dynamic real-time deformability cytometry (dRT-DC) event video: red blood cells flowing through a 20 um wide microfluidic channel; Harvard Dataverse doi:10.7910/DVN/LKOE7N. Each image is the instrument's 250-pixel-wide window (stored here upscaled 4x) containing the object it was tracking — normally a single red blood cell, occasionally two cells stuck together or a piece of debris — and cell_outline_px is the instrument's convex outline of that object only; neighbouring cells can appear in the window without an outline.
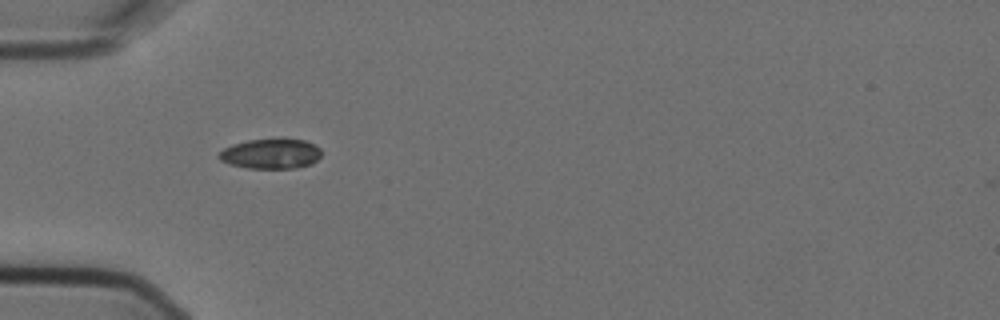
{"species": "Egyptian fruit bat (a non-hibernating species)", "species_latin": "Rousettus aegyptiacus", "temperature_condition": "cold", "stored_images_in_passage": 5, "camera_frame_rate_fps": 3000, "um_per_image_px": 0.085, "animal": {"sex": "female"}, "frame": {"image": 1, "passage_image": 1, "time_ms": 0.0, "image_size_px": [1000, 320], "cell_outline_px": [[320, 156], [312, 164], [296, 168], [248, 168], [228, 164], [220, 160], [216, 156], [224, 148], [232, 144], [248, 140], [304, 140], [320, 148]], "centroid_in_image_um": [22.98, 13.09], "position_along_channel_um": 62.0, "area_um2": 17.69}}
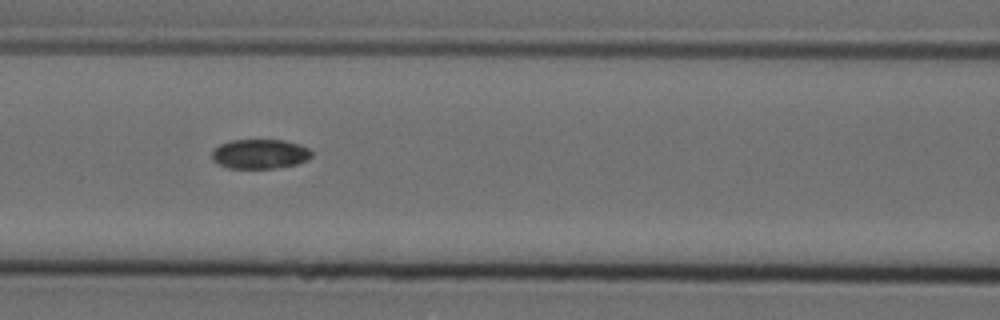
{"frame": {"image": 2, "passage_image": 3, "time_ms": 0.667, "image_size_px": [1000, 320], "cell_outline_px": [[312, 156], [308, 160], [296, 164], [276, 168], [228, 168], [212, 160], [212, 152], [220, 144], [232, 140], [284, 140], [300, 144], [308, 148], [312, 152]], "centroid_in_image_um": [22.12, 13.08], "position_along_channel_um": 144.5, "area_um2": 17.17}}
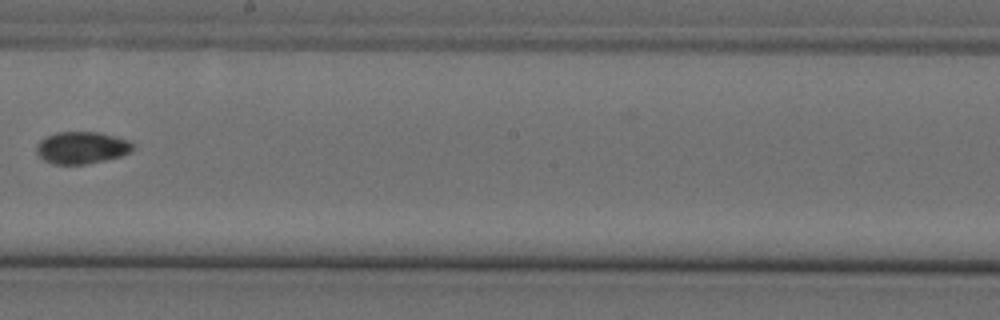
{"frame": {"image": 3, "passage_image": 5, "time_ms": 1.333, "image_size_px": [1000, 320], "cell_outline_px": [[132, 148], [128, 152], [120, 156], [88, 164], [52, 164], [44, 160], [36, 152], [36, 144], [40, 140], [56, 132], [100, 132], [128, 140], [132, 144]], "centroid_in_image_um": [6.9, 12.55], "position_along_channel_um": 241.3, "area_um2": 17.86}}